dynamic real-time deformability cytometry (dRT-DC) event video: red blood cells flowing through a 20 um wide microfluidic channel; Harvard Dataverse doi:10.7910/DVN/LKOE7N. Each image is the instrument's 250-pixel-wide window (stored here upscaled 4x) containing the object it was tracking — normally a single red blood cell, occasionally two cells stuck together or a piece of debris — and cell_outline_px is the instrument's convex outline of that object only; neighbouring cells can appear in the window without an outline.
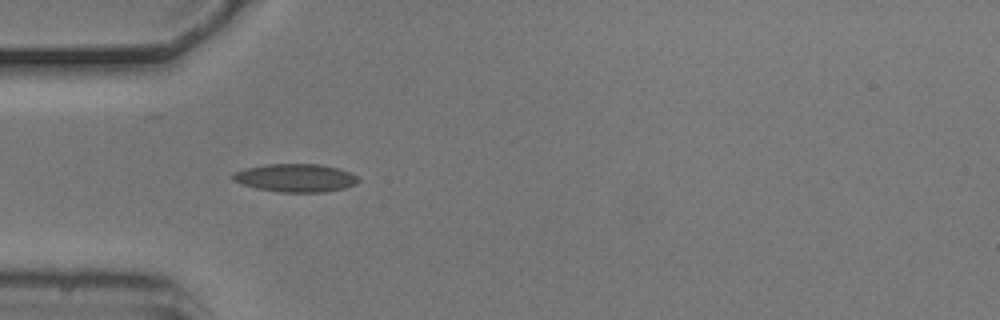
{"species": "common noctule bat (a hibernating species)", "species_latin": "Nyctalus noctula", "temperature_condition": "cold", "stored_images_in_passage": 2, "camera_frame_rate_fps": 3000, "um_per_image_px": 0.085, "animal": {"sex": "male", "body_mass_g": 20.5, "forearm_length_mm": 52.5}, "frame": {"image": 1, "passage_image": 1, "time_ms": 0.0, "image_size_px": [1000, 320], "cell_outline_px": [[360, 180], [356, 184], [344, 188], [324, 192], [280, 192], [256, 188], [232, 180], [232, 172], [244, 168], [264, 164], [320, 164], [336, 168], [348, 172], [356, 176]], "centroid_in_image_um": [25.08, 15.11], "position_along_channel_um": 59.9, "area_um2": 20.52}}
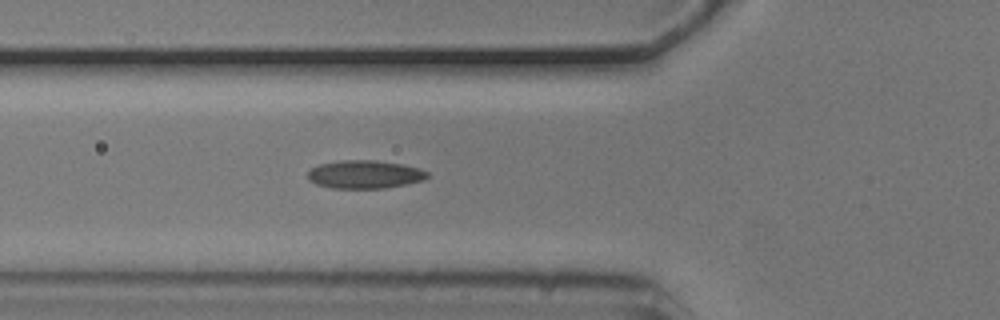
{"frame": {"image": 2, "passage_image": 2, "time_ms": 0.333, "image_size_px": [1000, 320], "cell_outline_px": [[428, 176], [424, 180], [384, 188], [332, 188], [316, 184], [308, 180], [308, 172], [312, 168], [320, 164], [344, 160], [376, 160], [400, 164], [420, 168], [428, 172]], "centroid_in_image_um": [31.0, 14.82], "position_along_channel_um": 94.8, "area_um2": 19.48}}